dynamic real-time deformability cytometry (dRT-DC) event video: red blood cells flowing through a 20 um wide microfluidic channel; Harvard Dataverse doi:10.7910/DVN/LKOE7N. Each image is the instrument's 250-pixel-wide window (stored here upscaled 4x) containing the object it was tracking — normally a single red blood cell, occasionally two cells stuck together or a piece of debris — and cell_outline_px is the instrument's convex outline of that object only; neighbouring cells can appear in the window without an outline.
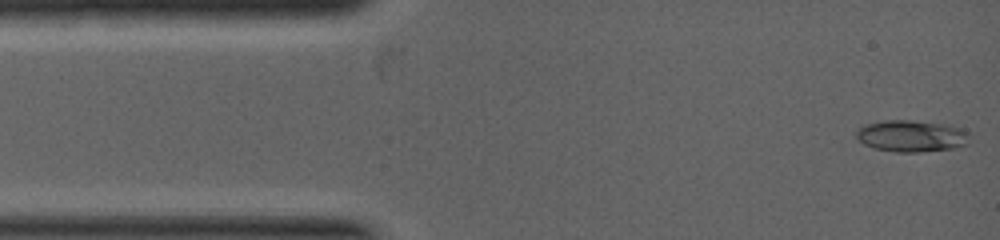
{"species": "common noctule bat (a hibernating species)", "species_latin": "Nyctalus noctula", "temperature_condition": "warm", "stored_images_in_passage": 5, "camera_frame_rate_fps": 5000, "um_per_image_px": 0.085, "animal": {"sex": "female", "body_mass_g": 19.0, "forearm_length_mm": 53.3}, "frame": {"image": 1, "passage_image": 1, "time_ms": 0.0, "image_size_px": [1000, 240], "cell_outline_px": [[968, 144], [952, 148], [920, 152], [896, 152], [876, 148], [864, 144], [856, 136], [856, 132], [860, 128], [868, 124], [888, 120], [912, 120], [948, 124], [964, 128], [968, 132]], "centroid_in_image_um": [77.53, 11.55], "position_along_channel_um": 7.5, "area_um2": 20.81}}
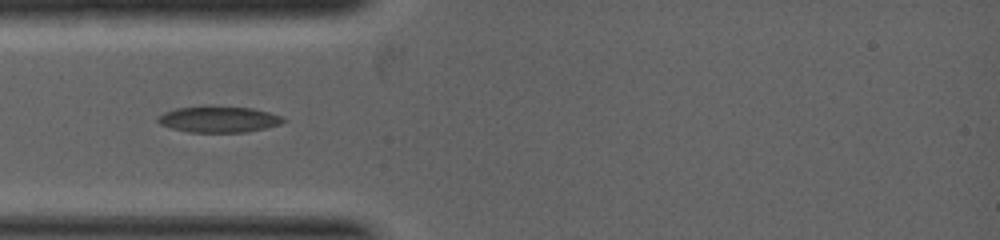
{"frame": {"image": 2, "passage_image": 4, "time_ms": 1.8, "image_size_px": [1000, 240], "cell_outline_px": [[288, 120], [280, 124], [264, 128], [244, 132], [188, 132], [172, 128], [160, 124], [156, 120], [156, 116], [164, 112], [176, 108], [204, 104], [208, 104], [252, 108], [268, 112], [280, 116]], "centroid_in_image_um": [18.53, 10.11], "position_along_channel_um": 66.5, "area_um2": 19.59}}
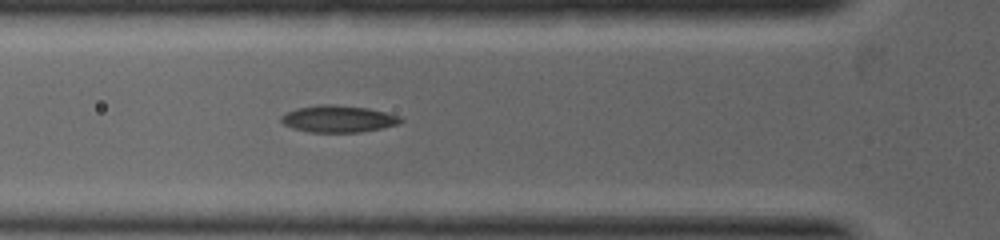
{"frame": {"image": 3, "passage_image": 5, "time_ms": 2.2, "image_size_px": [1000, 240], "cell_outline_px": [[404, 120], [400, 124], [360, 132], [308, 132], [292, 128], [284, 124], [280, 120], [280, 116], [296, 108], [320, 104], [332, 104], [368, 108], [400, 116]], "centroid_in_image_um": [28.74, 10.1], "position_along_channel_um": 97.1, "area_um2": 18.73}}